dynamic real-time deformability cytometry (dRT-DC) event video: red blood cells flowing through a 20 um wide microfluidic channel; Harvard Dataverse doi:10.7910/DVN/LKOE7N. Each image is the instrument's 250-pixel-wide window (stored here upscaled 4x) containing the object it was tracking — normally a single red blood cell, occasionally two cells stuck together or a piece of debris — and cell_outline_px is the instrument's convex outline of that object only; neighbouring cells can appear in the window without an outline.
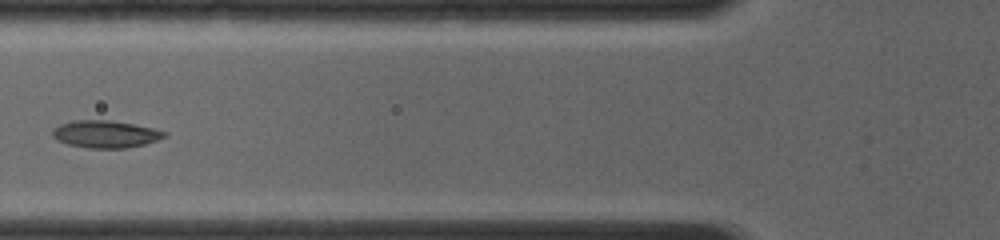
{"species": "common noctule bat (a hibernating species)", "species_latin": "Nyctalus noctula", "temperature_condition": "room temperature", "stored_images_in_passage": 9, "camera_frame_rate_fps": 4000, "um_per_image_px": 0.085, "animal": {"sex": "female", "body_mass_g": 19.0, "forearm_length_mm": 56.7}, "frame": {"image": 1, "passage_image": 7, "time_ms": 4.25, "image_size_px": [1000, 240], "cell_outline_px": [[168, 136], [144, 144], [124, 148], [88, 148], [68, 144], [56, 140], [52, 136], [52, 132], [60, 124], [72, 120], [108, 120], [132, 124], [152, 128], [168, 132]], "centroid_in_image_um": [8.96, 11.4], "position_along_channel_um": 116.8, "area_um2": 17.69}}
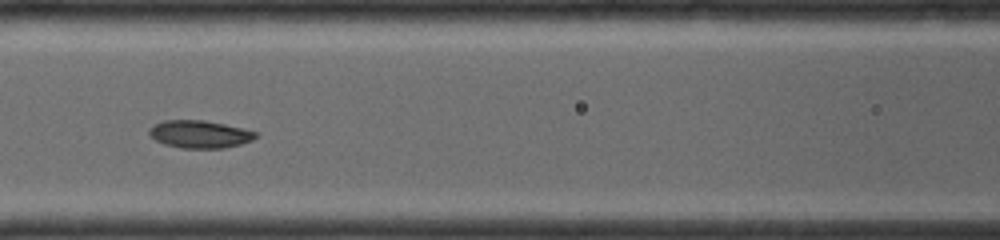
{"frame": {"image": 2, "passage_image": 8, "time_ms": 5.0, "image_size_px": [1000, 240], "cell_outline_px": [[260, 132], [252, 140], [240, 144], [224, 148], [180, 148], [164, 144], [156, 140], [148, 132], [148, 128], [164, 120], [204, 120], [224, 124]], "centroid_in_image_um": [16.98, 11.4], "position_along_channel_um": 149.6, "area_um2": 17.11}}